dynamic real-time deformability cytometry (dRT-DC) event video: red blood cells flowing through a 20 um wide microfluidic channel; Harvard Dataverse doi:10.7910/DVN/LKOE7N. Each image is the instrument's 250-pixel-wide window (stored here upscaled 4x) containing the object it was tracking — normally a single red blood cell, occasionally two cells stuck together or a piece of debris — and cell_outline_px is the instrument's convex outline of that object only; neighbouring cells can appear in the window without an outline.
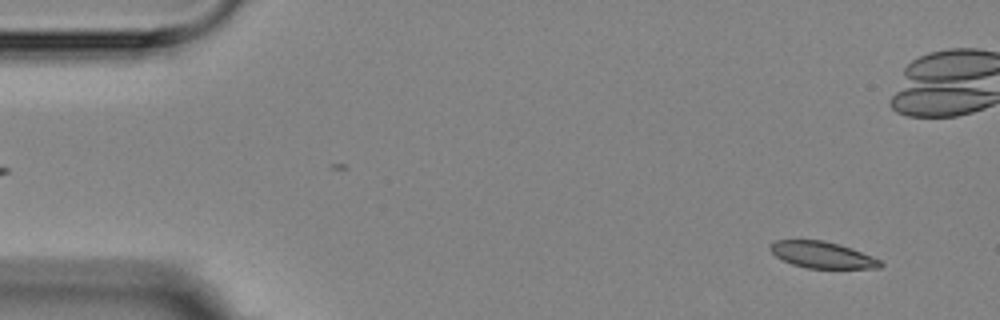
{"species": "Egyptian fruit bat (a non-hibernating species)", "species_latin": "Rousettus aegyptiacus", "temperature_condition": "room temperature", "stored_images_in_passage": 6, "camera_frame_rate_fps": 3000, "um_per_image_px": 0.085, "animal": {"sex": "female"}, "frame": {"image": 1, "passage_image": 1, "time_ms": 0.0, "image_size_px": [1000, 320], "cell_outline_px": [[884, 264], [880, 268], [808, 268], [792, 264], [776, 256], [768, 248], [776, 240], [824, 240], [852, 248], [872, 256], [880, 260]], "centroid_in_image_um": [69.91, 21.66], "position_along_channel_um": 15.1, "area_um2": 16.88}}